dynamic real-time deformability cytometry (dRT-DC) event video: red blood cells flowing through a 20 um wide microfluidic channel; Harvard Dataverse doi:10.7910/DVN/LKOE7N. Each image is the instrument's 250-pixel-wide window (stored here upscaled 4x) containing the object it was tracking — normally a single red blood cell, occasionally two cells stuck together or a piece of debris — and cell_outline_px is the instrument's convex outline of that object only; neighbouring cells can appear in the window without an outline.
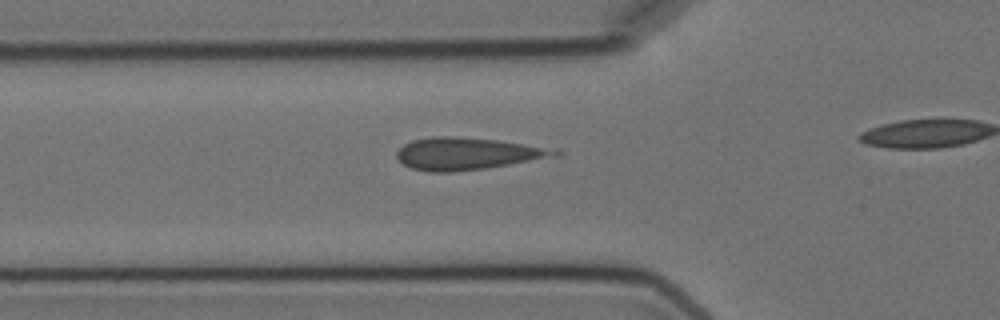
{"species": "Egyptian fruit bat (a non-hibernating species)", "species_latin": "Rousettus aegyptiacus", "temperature_condition": "cold", "stored_images_in_passage": 6, "camera_frame_rate_fps": 3000, "um_per_image_px": 0.085, "animal": {"sex": "female"}, "frame": {"image": 1, "passage_image": 4, "time_ms": 3.667, "image_size_px": [1000, 320], "cell_outline_px": [[564, 152], [560, 156], [484, 168], [452, 172], [432, 172], [412, 168], [404, 164], [396, 156], [396, 152], [404, 144], [412, 140], [436, 136], [452, 136], [496, 140], [520, 144]], "centroid_in_image_um": [39.66, 13.07], "position_along_channel_um": 86.1, "area_um2": 29.02}}
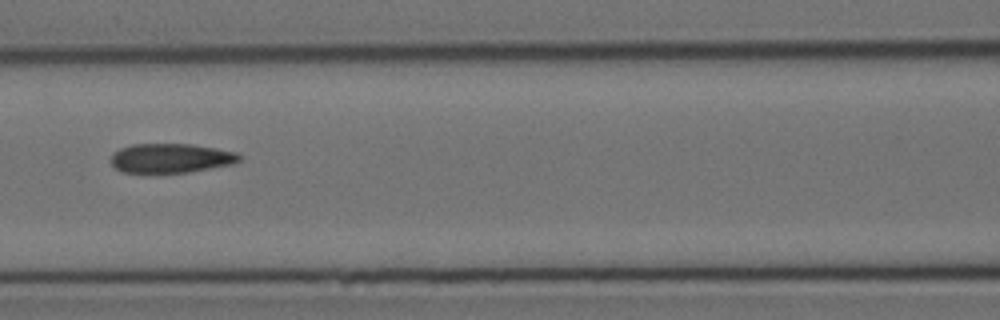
{"frame": {"image": 2, "passage_image": 6, "time_ms": 7.0, "image_size_px": [1000, 320], "cell_outline_px": [[240, 160], [232, 164], [188, 172], [124, 172], [116, 168], [112, 164], [112, 156], [120, 148], [132, 144], [188, 144], [216, 148], [236, 152], [240, 156]], "centroid_in_image_um": [14.54, 13.43], "position_along_channel_um": 152.1, "area_um2": 21.56}}